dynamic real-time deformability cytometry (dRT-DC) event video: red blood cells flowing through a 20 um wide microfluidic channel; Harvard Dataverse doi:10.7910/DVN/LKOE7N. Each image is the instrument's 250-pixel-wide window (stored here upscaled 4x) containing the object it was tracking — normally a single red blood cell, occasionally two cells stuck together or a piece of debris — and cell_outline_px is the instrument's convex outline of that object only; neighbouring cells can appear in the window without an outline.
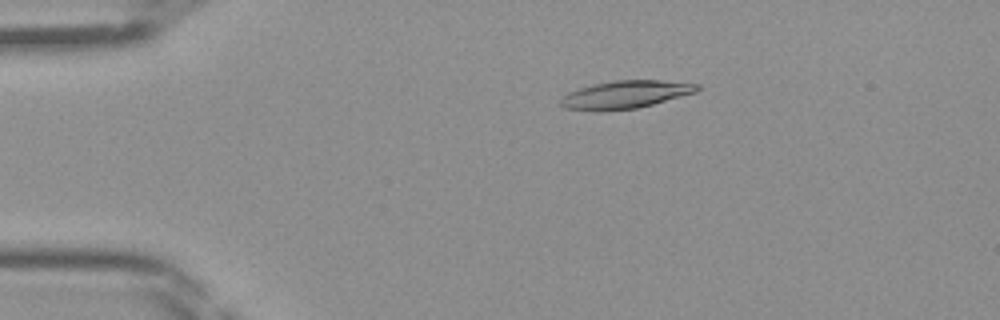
{"species": "Egyptian fruit bat (a non-hibernating species)", "species_latin": "Rousettus aegyptiacus", "temperature_condition": "room temperature", "stored_images_in_passage": 45, "camera_frame_rate_fps": 3000, "um_per_image_px": 0.085, "frame": {"image": 1, "passage_image": 9, "time_ms": 2.667, "image_size_px": [1000, 320], "cell_outline_px": [[700, 88], [696, 92], [652, 104], [636, 108], [564, 108], [560, 104], [560, 100], [568, 92], [592, 84], [616, 80], [660, 80], [700, 84]], "centroid_in_image_um": [53.24, 7.98], "position_along_channel_um": 31.8, "area_um2": 21.1}}
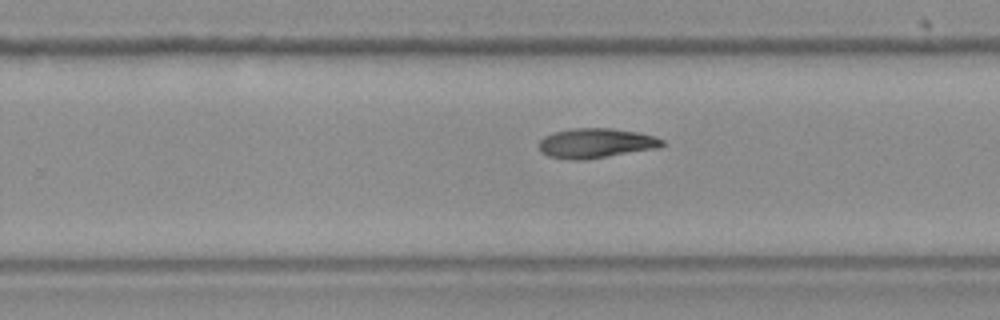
{"frame": {"image": 2, "passage_image": 29, "time_ms": 9.333, "image_size_px": [1000, 320], "cell_outline_px": [[664, 144], [660, 148], [584, 160], [568, 160], [548, 156], [540, 152], [536, 144], [544, 136], [552, 132], [572, 128], [612, 128], [640, 132], [664, 140]], "centroid_in_image_um": [50.61, 12.17], "position_along_channel_um": 279.2, "area_um2": 21.79}}
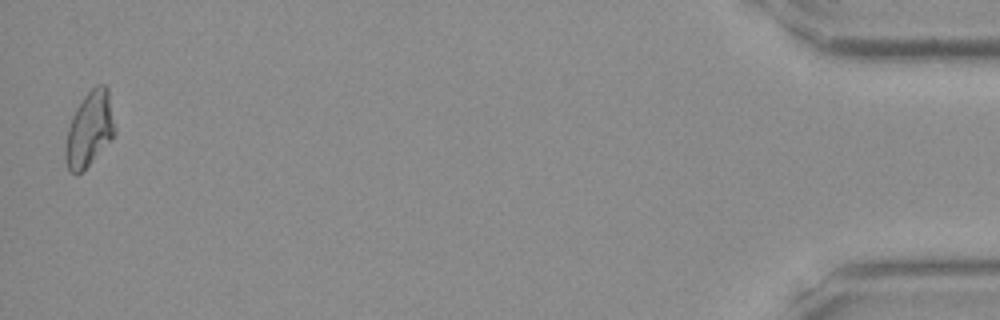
{"frame": {"image": 3, "passage_image": 45, "time_ms": 14.667, "image_size_px": [1000, 320], "cell_outline_px": [[116, 132], [92, 160], [76, 176], [68, 172], [64, 156], [64, 148], [68, 128], [72, 116], [76, 108], [84, 96], [96, 84], [104, 84], [108, 88], [116, 128]], "centroid_in_image_um": [7.58, 10.96], "position_along_channel_um": 427.6, "area_um2": 21.5}}